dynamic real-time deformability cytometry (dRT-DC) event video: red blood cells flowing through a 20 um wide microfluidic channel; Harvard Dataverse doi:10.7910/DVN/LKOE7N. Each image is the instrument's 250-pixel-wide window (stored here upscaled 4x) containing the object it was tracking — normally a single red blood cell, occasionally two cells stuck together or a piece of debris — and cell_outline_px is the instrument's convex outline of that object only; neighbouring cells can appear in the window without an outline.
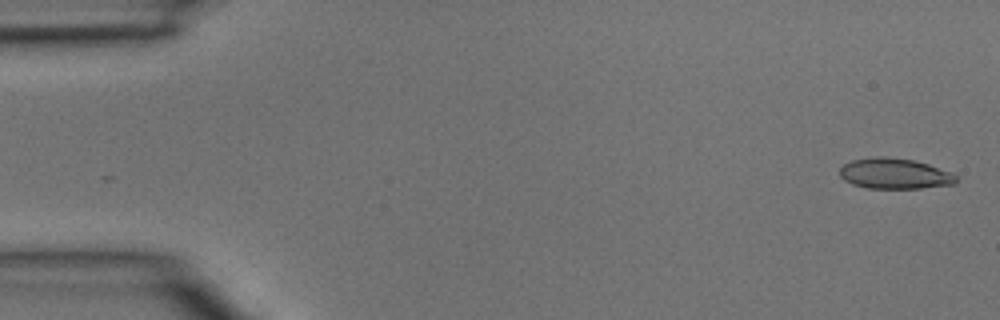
{"species": "common noctule bat (a hibernating species)", "species_latin": "Nyctalus noctula", "temperature_condition": "room temperature", "stored_images_in_passage": 3, "camera_frame_rate_fps": 3000, "um_per_image_px": 0.085, "animal": {"sex": "male", "body_mass_g": 15.6}, "frame": {"image": 1, "passage_image": 1, "time_ms": 0.0, "image_size_px": [1000, 320], "cell_outline_px": [[956, 184], [920, 188], [868, 188], [852, 184], [844, 180], [840, 176], [840, 168], [844, 164], [852, 160], [876, 156], [884, 156], [912, 160], [928, 164], [952, 172], [956, 176]], "centroid_in_image_um": [76.04, 14.75], "position_along_channel_um": 9.0, "area_um2": 20.75}}